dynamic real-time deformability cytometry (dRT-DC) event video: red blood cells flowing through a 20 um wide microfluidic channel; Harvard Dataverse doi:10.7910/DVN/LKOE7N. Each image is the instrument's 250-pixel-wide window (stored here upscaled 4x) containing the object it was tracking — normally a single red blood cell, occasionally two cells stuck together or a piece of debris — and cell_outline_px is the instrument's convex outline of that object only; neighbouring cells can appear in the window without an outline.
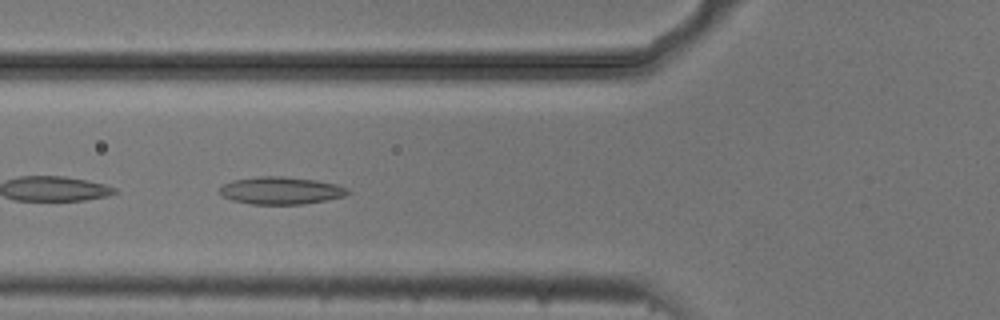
{"species": "common noctule bat (a hibernating species)", "species_latin": "Nyctalus noctula", "temperature_condition": "cold", "stored_images_in_passage": 53, "camera_frame_rate_fps": 3000, "um_per_image_px": 0.085, "animal": {"sex": "male", "body_mass_g": 20.5, "forearm_length_mm": 52.5}, "frame": {"image": 1, "passage_image": 20, "time_ms": 6.333, "image_size_px": [1000, 320], "cell_outline_px": [[352, 192], [344, 196], [304, 204], [252, 204], [232, 200], [224, 196], [220, 192], [220, 188], [224, 184], [232, 180], [260, 176], [284, 176], [316, 180], [336, 184], [348, 188]], "centroid_in_image_um": [23.9, 16.19], "position_along_channel_um": 101.9, "area_um2": 20.4}}
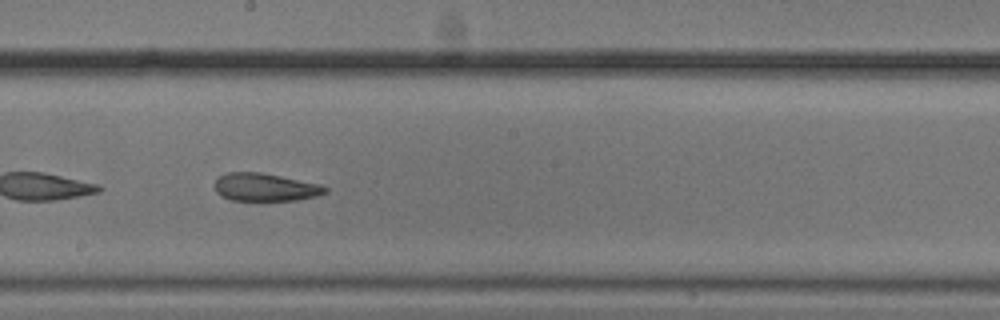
{"frame": {"image": 2, "passage_image": 30, "time_ms": 9.667, "image_size_px": [1000, 320], "cell_outline_px": [[328, 192], [316, 196], [296, 200], [232, 200], [216, 192], [216, 180], [220, 176], [228, 172], [260, 172], [320, 184], [328, 188]], "centroid_in_image_um": [22.57, 15.91], "position_along_channel_um": 225.6, "area_um2": 17.69}}
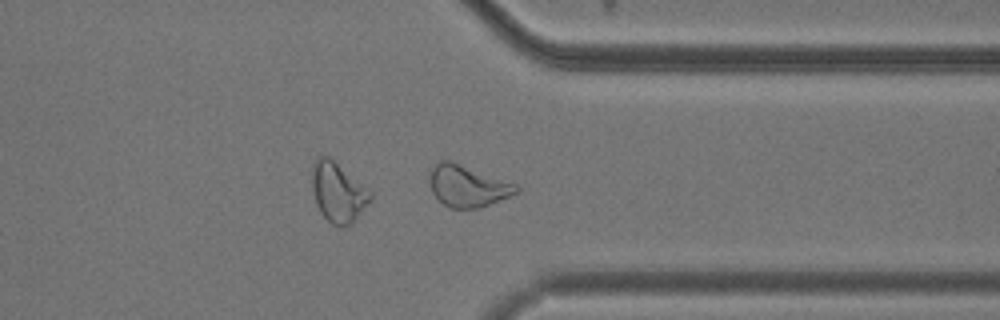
{"frame": {"image": 3, "passage_image": 42, "time_ms": 13.667, "image_size_px": [1000, 320], "cell_outline_px": [[520, 192], [480, 208], [448, 208], [432, 192], [428, 180], [432, 168], [440, 160], [452, 160], [516, 184], [520, 188]], "centroid_in_image_um": [39.75, 15.8], "position_along_channel_um": 371.7, "area_um2": 21.1}, "authors_computed_cell_mechanics": {"area_um2": 21.9062, "velocity_mm_per_s": 3.6941, "shape_relaxation_time_tau1_ms": null, "shape_relaxation_time_tau2_ms": 4.7831, "deformation_change_tau1": null, "deformation_change_tau2": 0.1283}}